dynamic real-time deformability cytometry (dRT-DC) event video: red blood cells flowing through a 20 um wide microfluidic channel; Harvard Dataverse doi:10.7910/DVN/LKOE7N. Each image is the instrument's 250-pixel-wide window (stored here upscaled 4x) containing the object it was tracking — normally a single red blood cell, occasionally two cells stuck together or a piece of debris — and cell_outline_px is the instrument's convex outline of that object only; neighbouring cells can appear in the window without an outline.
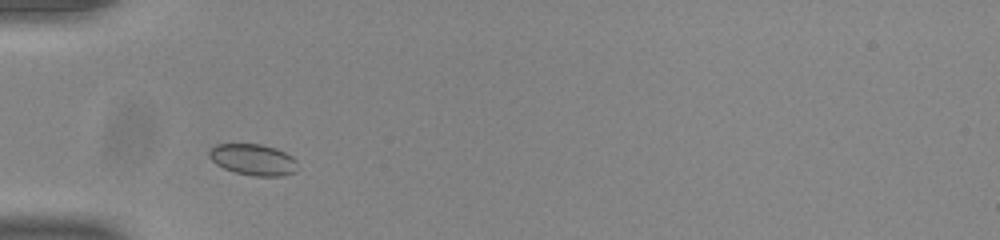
{"species": "common noctule bat (a hibernating species)", "species_latin": "Nyctalus noctula", "temperature_condition": "room temperature", "stored_images_in_passage": 40, "camera_frame_rate_fps": 3000, "um_per_image_px": 0.085, "animal": {"sex": "male", "body_mass_g": 20.0, "forearm_length_mm": 53.3}, "frame": {"image": 1, "passage_image": 4, "time_ms": 1.0, "image_size_px": [1000, 240], "cell_outline_px": [[296, 172], [280, 176], [252, 176], [236, 172], [224, 168], [216, 164], [208, 156], [208, 152], [216, 144], [260, 144], [276, 148], [292, 156], [296, 160]], "centroid_in_image_um": [21.52, 13.57], "position_along_channel_um": 63.5, "area_um2": 16.07}}
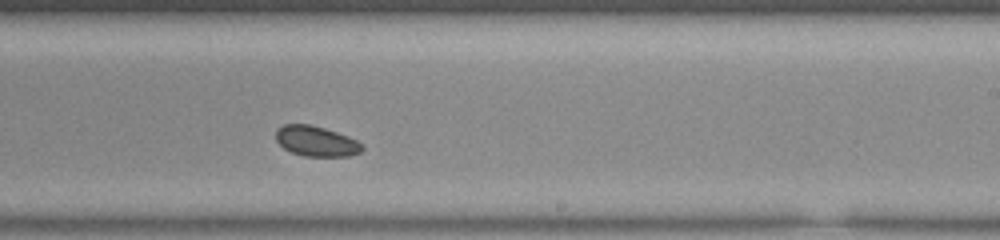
{"frame": {"image": 2, "passage_image": 20, "time_ms": 6.333, "image_size_px": [1000, 240], "cell_outline_px": [[364, 148], [360, 152], [348, 156], [304, 156], [292, 152], [284, 148], [276, 140], [276, 128], [284, 124], [312, 124], [348, 136], [364, 144]], "centroid_in_image_um": [26.88, 11.99], "position_along_channel_um": 262.1, "area_um2": 15.26}}
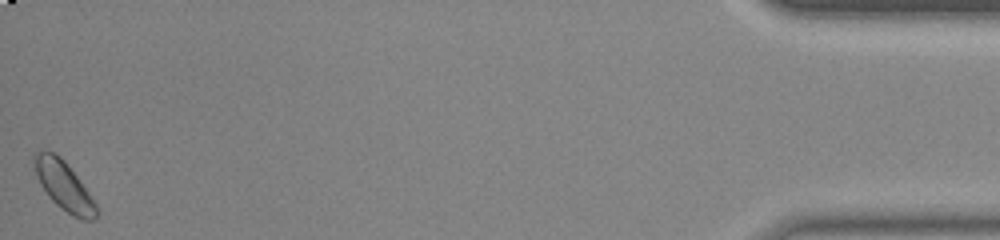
{"frame": {"image": 3, "passage_image": 40, "time_ms": 13.0, "image_size_px": [1000, 240], "cell_outline_px": [[100, 212], [96, 220], [84, 220], [72, 216], [60, 208], [48, 196], [40, 184], [36, 176], [32, 160], [32, 156], [36, 152], [44, 148], [60, 156], [64, 160], [88, 192], [96, 204]], "centroid_in_image_um": [5.41, 15.79], "position_along_channel_um": 429.8, "area_um2": 17.92}}